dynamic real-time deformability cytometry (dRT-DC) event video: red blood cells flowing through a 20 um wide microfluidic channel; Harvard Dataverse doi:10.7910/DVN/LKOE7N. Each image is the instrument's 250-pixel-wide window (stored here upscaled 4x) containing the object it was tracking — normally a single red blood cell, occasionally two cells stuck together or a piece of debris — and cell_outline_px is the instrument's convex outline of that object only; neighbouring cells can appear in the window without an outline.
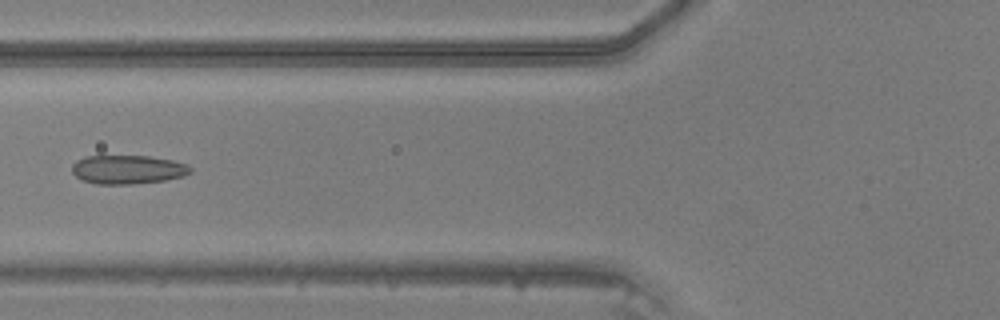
{"species": "common noctule bat (a hibernating species)", "species_latin": "Nyctalus noctula", "temperature_condition": "warm", "stored_images_in_passage": 35, "camera_frame_rate_fps": 3000, "um_per_image_px": 0.085, "animal": {"sex": "male", "body_mass_g": 20.5, "forearm_length_mm": 52.5}, "frame": {"image": 1, "passage_image": 7, "time_ms": 2.0, "image_size_px": [1000, 320], "cell_outline_px": [[192, 172], [184, 176], [164, 180], [132, 184], [96, 184], [84, 180], [76, 176], [72, 172], [72, 164], [76, 160], [84, 156], [148, 156], [172, 160], [188, 164], [192, 168]], "centroid_in_image_um": [10.87, 14.4], "position_along_channel_um": 114.9, "area_um2": 19.94}}
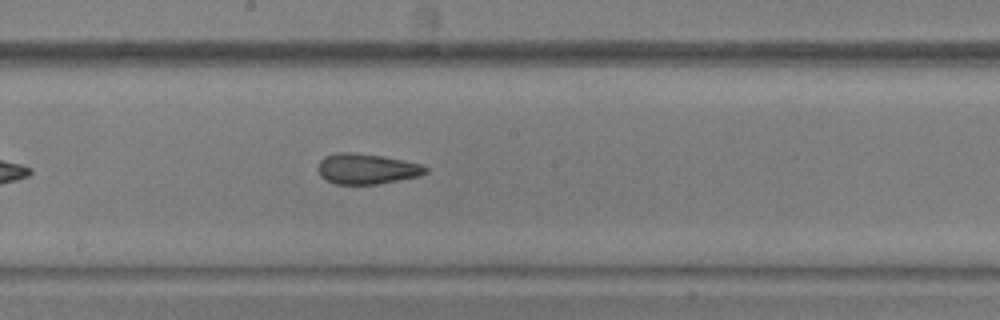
{"frame": {"image": 2, "passage_image": 14, "time_ms": 4.333, "image_size_px": [1000, 320], "cell_outline_px": [[428, 172], [420, 176], [376, 184], [336, 184], [320, 176], [316, 168], [320, 160], [324, 156], [336, 152], [356, 152], [384, 156], [404, 160], [420, 164], [428, 168]], "centroid_in_image_um": [31.15, 14.33], "position_along_channel_um": 217.1, "area_um2": 19.31}}
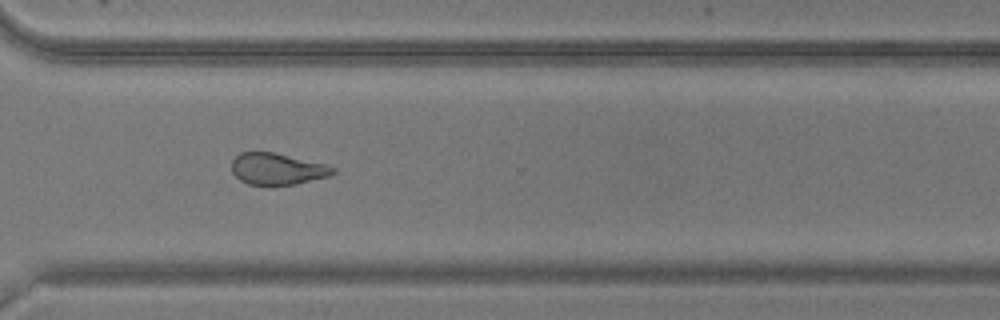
{"frame": {"image": 3, "passage_image": 23, "time_ms": 7.333, "image_size_px": [1000, 320], "cell_outline_px": [[336, 172], [328, 176], [296, 184], [248, 184], [240, 180], [232, 172], [232, 160], [240, 152], [272, 152], [328, 164], [336, 168]], "centroid_in_image_um": [23.59, 14.34], "position_along_channel_um": 347.0, "area_um2": 18.5}}